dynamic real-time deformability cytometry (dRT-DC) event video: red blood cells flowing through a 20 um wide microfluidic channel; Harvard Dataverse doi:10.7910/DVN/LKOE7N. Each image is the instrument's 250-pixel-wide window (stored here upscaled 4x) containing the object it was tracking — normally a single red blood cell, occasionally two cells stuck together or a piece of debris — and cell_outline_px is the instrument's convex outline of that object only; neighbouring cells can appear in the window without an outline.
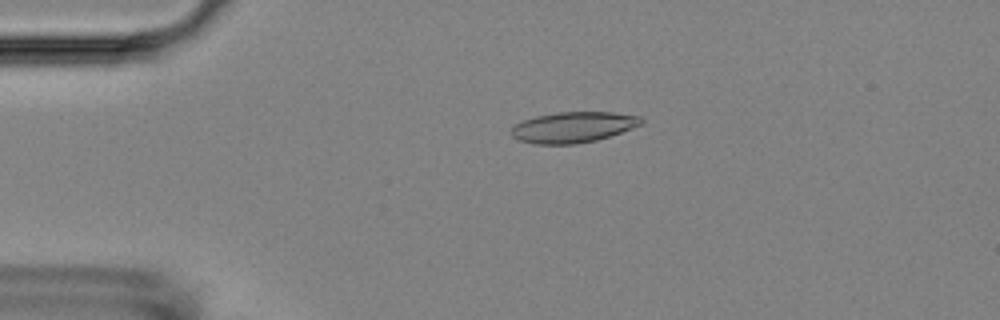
{"species": "Egyptian fruit bat (a non-hibernating species)", "species_latin": "Rousettus aegyptiacus", "temperature_condition": "room temperature", "stored_images_in_passage": 5, "camera_frame_rate_fps": 3000, "um_per_image_px": 0.085, "animal": {"sex": "female"}, "frame": {"image": 1, "passage_image": 4, "time_ms": 3.333, "image_size_px": [1000, 320], "cell_outline_px": [[644, 124], [596, 140], [576, 144], [536, 144], [516, 140], [512, 136], [512, 128], [516, 124], [524, 120], [536, 116], [556, 112], [612, 112], [640, 116], [644, 120]], "centroid_in_image_um": [48.73, 10.81], "position_along_channel_um": 36.3, "area_um2": 23.24}}